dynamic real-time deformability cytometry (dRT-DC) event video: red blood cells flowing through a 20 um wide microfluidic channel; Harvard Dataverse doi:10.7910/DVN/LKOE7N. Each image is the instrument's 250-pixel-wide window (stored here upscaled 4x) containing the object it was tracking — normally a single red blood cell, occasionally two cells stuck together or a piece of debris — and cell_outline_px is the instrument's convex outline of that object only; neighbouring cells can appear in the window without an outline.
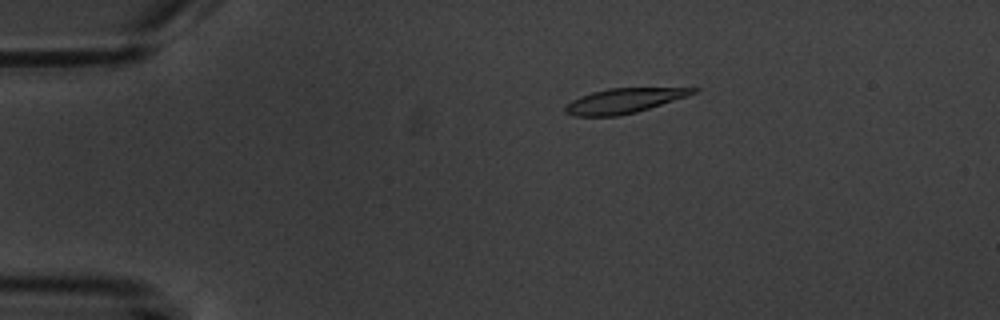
{"species": "common noctule bat (a hibernating species)", "species_latin": "Nyctalus noctula", "temperature_condition": "warm", "stored_images_in_passage": 6, "camera_frame_rate_fps": 3000, "um_per_image_px": 0.085, "animal": {"sex": "male", "body_mass_g": 20.1, "forearm_length_mm": 53.5}, "frame": {"image": 1, "passage_image": 3, "time_ms": 2.333, "image_size_px": [1000, 320], "cell_outline_px": [[700, 88], [696, 92], [688, 96], [636, 112], [616, 116], [572, 116], [564, 112], [564, 104], [580, 96], [592, 92], [608, 88]], "centroid_in_image_um": [52.97, 8.57], "position_along_channel_um": 32.0, "area_um2": 18.44}}
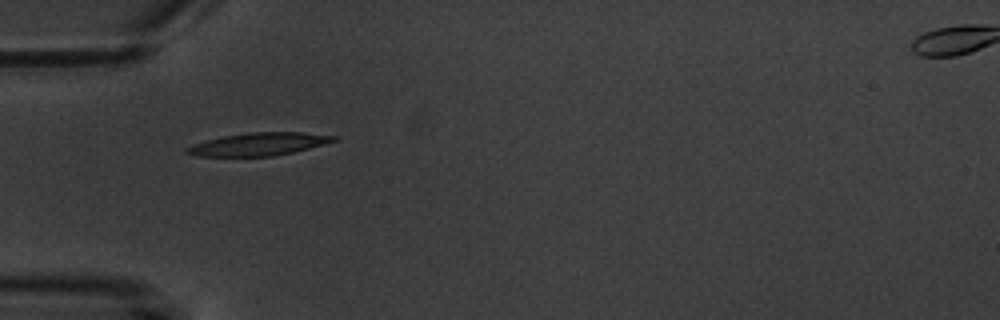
{"frame": {"image": 2, "passage_image": 5, "time_ms": 4.667, "image_size_px": [1000, 320], "cell_outline_px": [[340, 140], [292, 152], [272, 156], [196, 156], [184, 152], [184, 148], [192, 144], [224, 136], [248, 132], [304, 132], [340, 136]], "centroid_in_image_um": [22.02, 12.24], "position_along_channel_um": 63.0, "area_um2": 19.59}}